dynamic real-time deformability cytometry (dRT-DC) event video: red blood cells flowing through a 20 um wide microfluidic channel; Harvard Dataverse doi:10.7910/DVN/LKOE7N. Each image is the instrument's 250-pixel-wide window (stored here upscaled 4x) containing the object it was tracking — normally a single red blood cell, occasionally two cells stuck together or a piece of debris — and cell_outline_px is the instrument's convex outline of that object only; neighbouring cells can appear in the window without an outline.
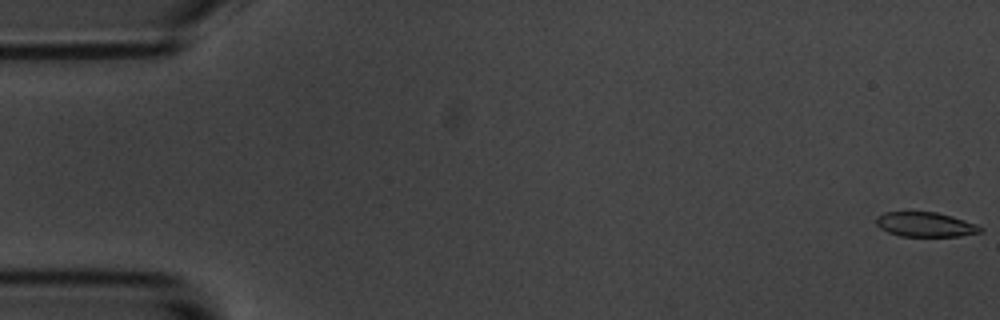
{"species": "common noctule bat (a hibernating species)", "species_latin": "Nyctalus noctula", "temperature_condition": "room temperature", "stored_images_in_passage": 7, "camera_frame_rate_fps": 3000, "um_per_image_px": 0.085, "animal": {"sex": "male", "body_mass_g": 20.1, "forearm_length_mm": 53.5}, "frame": {"image": 1, "passage_image": 1, "time_ms": 0.0, "image_size_px": [1000, 320], "cell_outline_px": [[984, 232], [960, 236], [900, 236], [888, 232], [880, 228], [876, 224], [876, 216], [884, 212], [936, 212], [952, 216], [976, 224], [984, 228]], "centroid_in_image_um": [78.67, 19.08], "position_along_channel_um": 6.3, "area_um2": 15.03}}
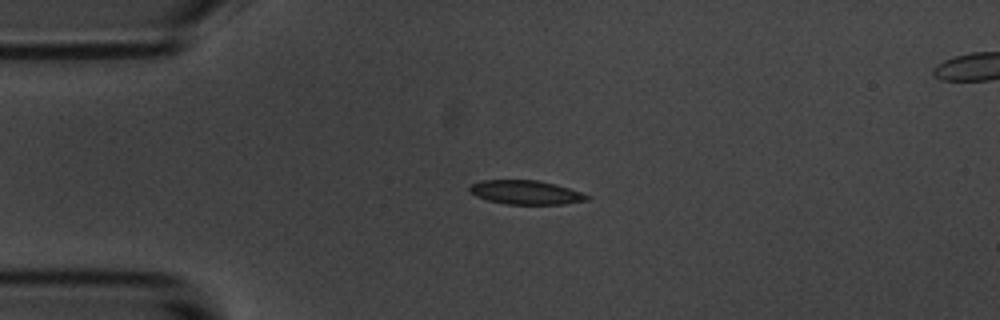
{"frame": {"image": 2, "passage_image": 5, "time_ms": 4.333, "image_size_px": [1000, 320], "cell_outline_px": [[592, 196], [588, 200], [564, 204], [508, 204], [488, 200], [476, 196], [468, 192], [468, 188], [472, 184], [480, 180], [536, 180], [568, 188]], "centroid_in_image_um": [44.66, 16.35], "position_along_channel_um": 40.3, "area_um2": 16.3}}